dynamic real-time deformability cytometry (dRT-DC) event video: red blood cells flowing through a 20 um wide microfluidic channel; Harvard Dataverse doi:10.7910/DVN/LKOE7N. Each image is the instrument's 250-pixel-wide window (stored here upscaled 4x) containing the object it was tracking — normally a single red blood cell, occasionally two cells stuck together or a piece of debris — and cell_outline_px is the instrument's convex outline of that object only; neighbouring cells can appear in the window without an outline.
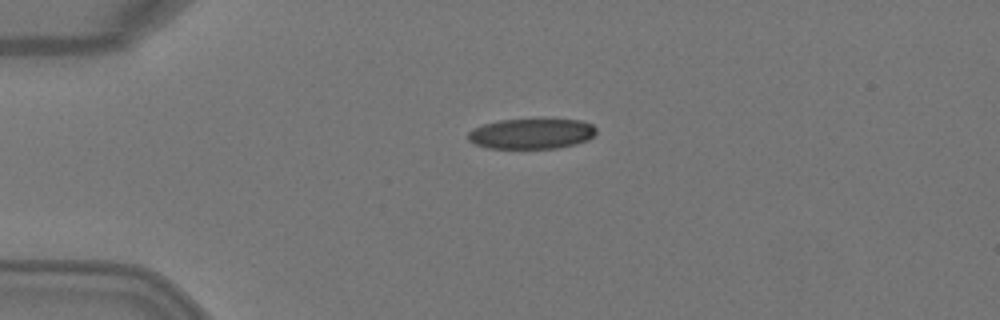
{"species": "Egyptian fruit bat (a non-hibernating species)", "species_latin": "Rousettus aegyptiacus", "temperature_condition": "warm", "stored_images_in_passage": 4, "camera_frame_rate_fps": 3000, "um_per_image_px": 0.085, "animal": {"sex": "female"}, "frame": {"image": 1, "passage_image": 1, "time_ms": 0.0, "image_size_px": [1000, 320], "cell_outline_px": [[596, 132], [588, 140], [576, 144], [556, 148], [488, 148], [476, 144], [468, 140], [468, 132], [472, 128], [484, 124], [500, 120], [540, 116], [544, 116], [580, 120], [592, 124], [596, 128]], "centroid_in_image_um": [45.21, 11.3], "position_along_channel_um": 39.8, "area_um2": 23.7}}
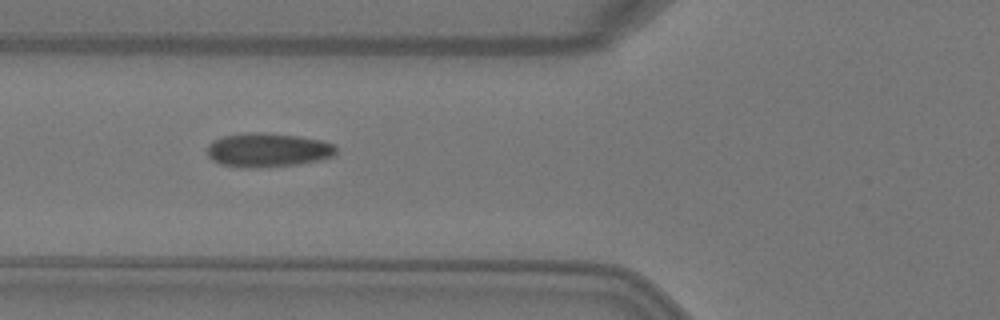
{"frame": {"image": 2, "passage_image": 3, "time_ms": 0.667, "image_size_px": [1000, 320], "cell_outline_px": [[336, 152], [332, 156], [316, 160], [296, 164], [256, 168], [240, 168], [220, 164], [212, 160], [208, 156], [208, 144], [212, 140], [224, 136], [248, 132], [264, 132], [300, 136], [324, 140], [336, 144]], "centroid_in_image_um": [22.75, 12.74], "position_along_channel_um": 103.1, "area_um2": 25.78}}
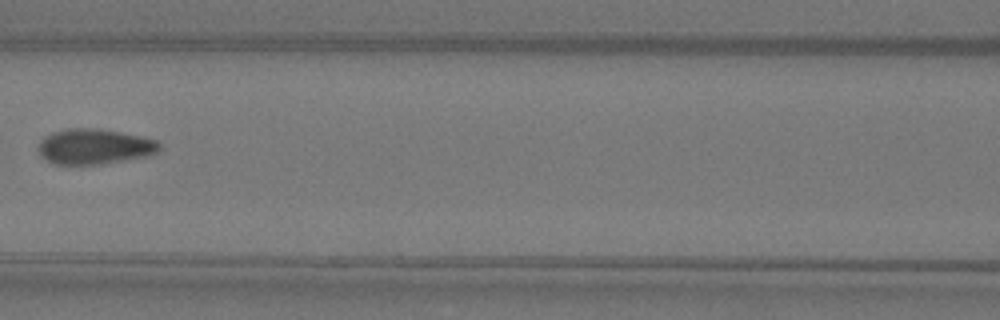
{"frame": {"image": 3, "passage_image": 4, "time_ms": 1.0, "image_size_px": [1000, 320], "cell_outline_px": [[160, 148], [156, 152], [144, 156], [100, 164], [56, 164], [40, 156], [36, 148], [40, 140], [44, 136], [52, 132], [64, 128], [100, 128], [160, 140]], "centroid_in_image_um": [7.97, 12.43], "position_along_channel_um": 158.6, "area_um2": 25.03}}